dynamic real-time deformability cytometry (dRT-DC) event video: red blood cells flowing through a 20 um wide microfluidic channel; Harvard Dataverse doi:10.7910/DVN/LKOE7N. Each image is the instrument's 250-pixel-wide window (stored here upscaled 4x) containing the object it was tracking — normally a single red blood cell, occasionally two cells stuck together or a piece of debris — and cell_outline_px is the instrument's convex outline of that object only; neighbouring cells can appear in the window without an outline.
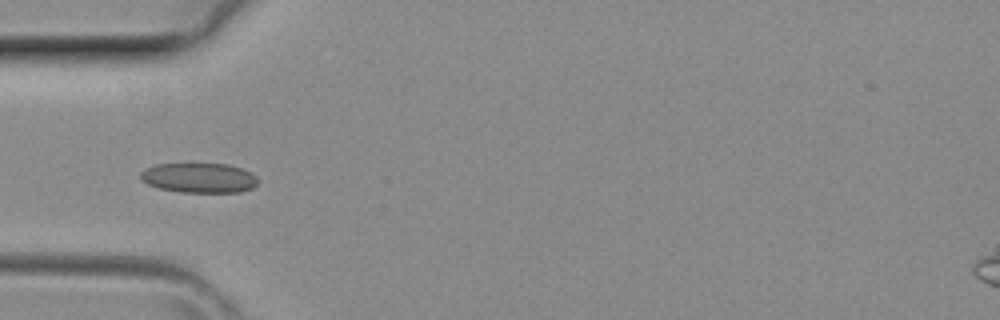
{"species": "common noctule bat (a hibernating species)", "species_latin": "Nyctalus noctula", "temperature_condition": "room temperature", "stored_images_in_passage": 3, "camera_frame_rate_fps": 3000, "um_per_image_px": 0.085, "animal": {"sex": "female", "body_mass_g": 29.2, "forearm_length_mm": 56.3}, "frame": {"image": 1, "passage_image": 2, "time_ms": 0.333, "image_size_px": [1000, 320], "cell_outline_px": [[256, 184], [252, 188], [240, 192], [180, 192], [160, 188], [148, 184], [140, 180], [140, 172], [144, 168], [156, 164], [228, 164], [252, 172], [256, 176]], "centroid_in_image_um": [16.89, 15.11], "position_along_channel_um": 68.1, "area_um2": 20.4}}
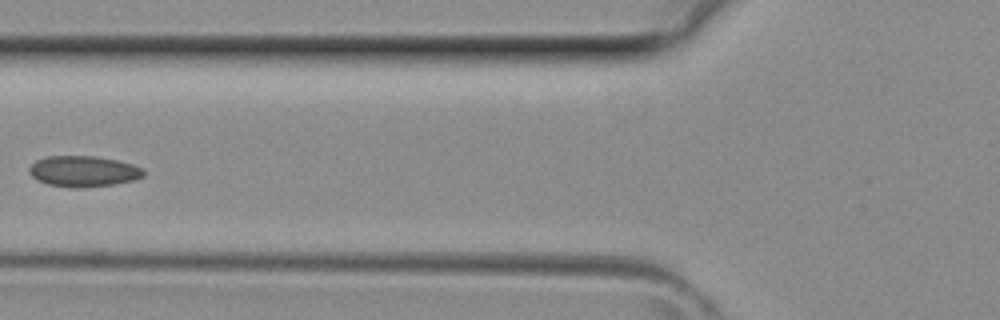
{"frame": {"image": 2, "passage_image": 3, "time_ms": 0.667, "image_size_px": [1000, 320], "cell_outline_px": [[144, 176], [132, 180], [112, 184], [80, 188], [72, 188], [48, 184], [36, 180], [28, 172], [28, 168], [36, 160], [44, 156], [96, 156], [116, 160], [132, 164], [144, 168]], "centroid_in_image_um": [7.06, 14.55], "position_along_channel_um": 118.7, "area_um2": 20.63}}